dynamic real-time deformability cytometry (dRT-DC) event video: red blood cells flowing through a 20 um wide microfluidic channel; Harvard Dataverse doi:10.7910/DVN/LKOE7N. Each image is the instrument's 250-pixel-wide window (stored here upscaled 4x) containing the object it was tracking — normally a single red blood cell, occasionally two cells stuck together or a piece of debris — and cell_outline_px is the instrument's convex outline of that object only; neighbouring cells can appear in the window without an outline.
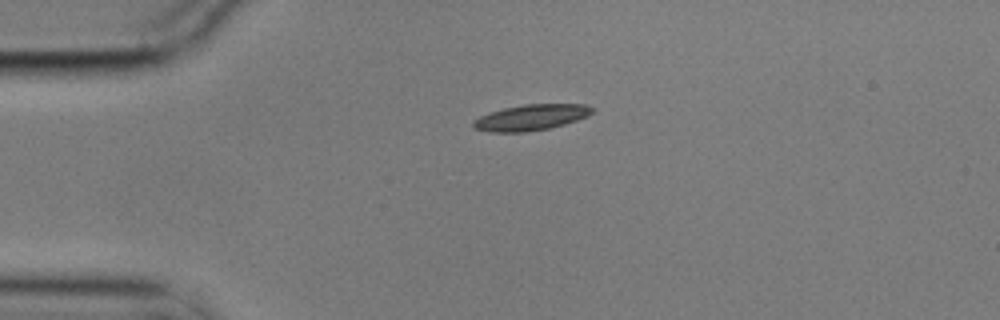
{"species": "common noctule bat (a hibernating species)", "species_latin": "Nyctalus noctula", "temperature_condition": "cold", "stored_images_in_passage": 3, "camera_frame_rate_fps": 3000, "um_per_image_px": 0.085, "animal": {"sex": "male", "body_mass_g": 17.9}, "frame": {"image": 1, "passage_image": 1, "time_ms": 0.0, "image_size_px": [1000, 320], "cell_outline_px": [[596, 108], [588, 116], [564, 124], [548, 128], [524, 132], [488, 132], [472, 128], [472, 120], [480, 116], [504, 108], [524, 104], [584, 104]], "centroid_in_image_um": [45.12, 9.98], "position_along_channel_um": 39.9, "area_um2": 17.92}}
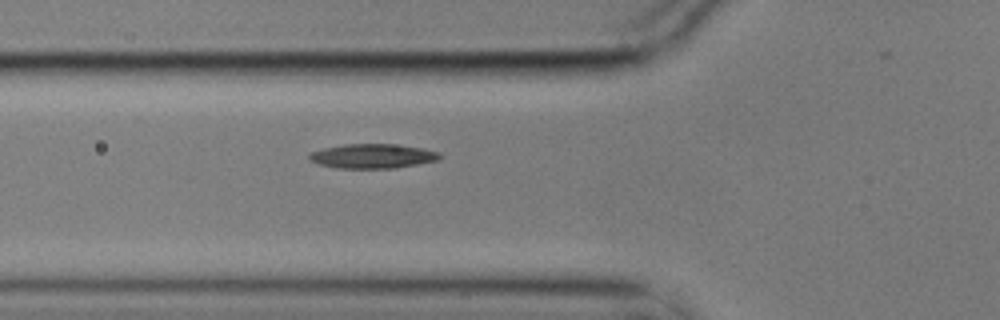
{"frame": {"image": 2, "passage_image": 3, "time_ms": 0.667, "image_size_px": [1000, 320], "cell_outline_px": [[444, 156], [436, 160], [416, 164], [392, 168], [336, 168], [320, 164], [308, 160], [308, 156], [312, 152], [324, 148], [344, 144], [392, 144], [424, 148], [440, 152]], "centroid_in_image_um": [31.68, 13.26], "position_along_channel_um": 94.1, "area_um2": 18.5}}